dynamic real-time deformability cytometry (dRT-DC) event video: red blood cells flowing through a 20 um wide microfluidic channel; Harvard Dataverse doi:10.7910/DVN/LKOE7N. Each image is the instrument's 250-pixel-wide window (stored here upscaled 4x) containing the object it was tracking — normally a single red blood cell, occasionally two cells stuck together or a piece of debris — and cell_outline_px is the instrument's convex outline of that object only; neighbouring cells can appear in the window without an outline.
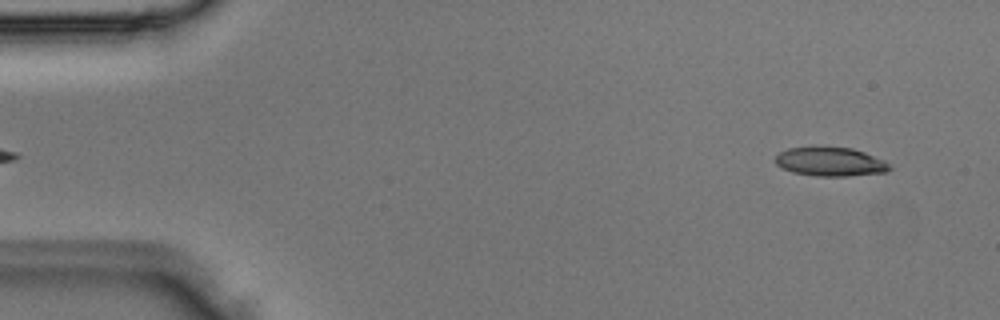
{"species": "Egyptian fruit bat (a non-hibernating species)", "species_latin": "Rousettus aegyptiacus", "temperature_condition": "room temperature", "stored_images_in_passage": 3, "segment_of_instrument_passage": [2, 2], "camera_frame_rate_fps": 3000, "um_per_image_px": 0.085, "animal": {"sex": "male"}, "frame": {"image": 1, "passage_image": 3, "time_ms": 0.667, "image_size_px": [1000, 320], "cell_outline_px": [[892, 168], [888, 172], [848, 176], [816, 176], [792, 172], [776, 164], [776, 156], [780, 152], [788, 148], [852, 148], [864, 152], [884, 160]], "centroid_in_image_um": [70.61, 13.77], "position_along_channel_um": 14.4, "area_um2": 18.9}}